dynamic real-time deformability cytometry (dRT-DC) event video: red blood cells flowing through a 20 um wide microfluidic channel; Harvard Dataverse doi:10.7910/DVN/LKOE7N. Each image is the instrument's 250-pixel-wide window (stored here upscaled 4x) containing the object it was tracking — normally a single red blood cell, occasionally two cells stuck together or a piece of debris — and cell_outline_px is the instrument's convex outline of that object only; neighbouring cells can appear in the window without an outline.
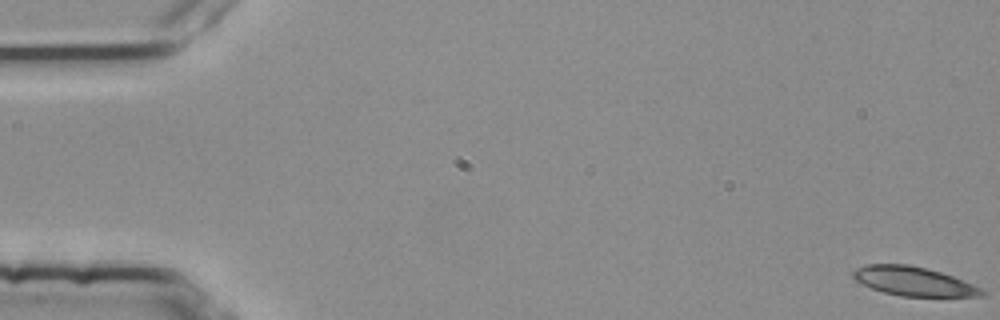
{"species": "common noctule bat (a hibernating species)", "species_latin": "Nyctalus noctula", "temperature_condition": "room temperature", "stored_images_in_passage": 52, "camera_frame_rate_fps": 3000, "um_per_image_px": 0.085, "animal": {"sex": "female", "body_mass_g": 25.1}, "frame": {"image": 1, "passage_image": 1, "time_ms": 0.0, "image_size_px": [1000, 320], "cell_outline_px": [[984, 296], [900, 296], [884, 292], [872, 288], [856, 280], [852, 276], [852, 272], [856, 268], [868, 264], [908, 264], [940, 272], [952, 276], [972, 284], [980, 288], [984, 292]], "centroid_in_image_um": [77.62, 23.9], "position_along_channel_um": 7.4, "area_um2": 21.39}}
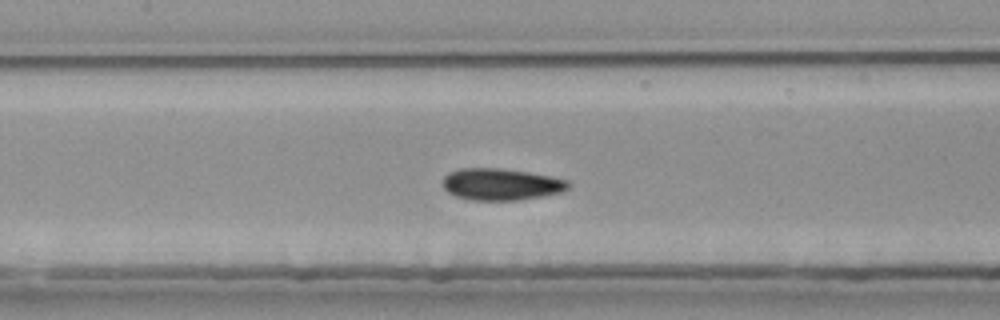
{"frame": {"image": 2, "passage_image": 26, "time_ms": 8.333, "image_size_px": [1000, 320], "cell_outline_px": [[568, 188], [560, 192], [540, 196], [516, 200], [472, 200], [456, 196], [448, 192], [444, 188], [444, 176], [448, 172], [460, 168], [496, 168], [528, 172], [568, 180]], "centroid_in_image_um": [42.54, 15.66], "position_along_channel_um": 164.9, "area_um2": 22.89}}
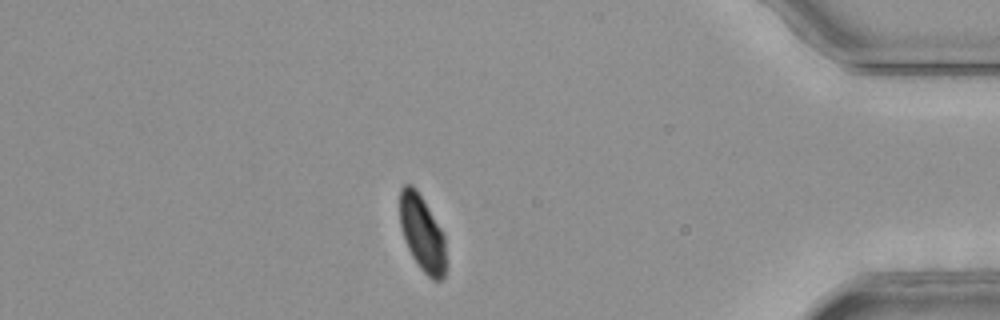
{"frame": {"image": 3, "passage_image": 48, "time_ms": 15.667, "image_size_px": [1000, 320], "cell_outline_px": [[448, 264], [444, 276], [440, 280], [432, 280], [420, 268], [412, 256], [404, 240], [400, 224], [400, 188], [404, 184], [412, 184], [416, 188], [440, 228], [444, 236]], "centroid_in_image_um": [35.9, 19.86], "position_along_channel_um": 399.3, "area_um2": 20.58}, "authors_computed_cell_mechanics": {"area_um2": 22.5709, "velocity_mm_per_s": 3.7629, "shape_relaxation_time_tau1_ms": 6.3059, "shape_relaxation_time_tau2_ms": 1.2753, "deformation_change_tau1": 0.1378, "deformation_change_tau2": 0.0544}}